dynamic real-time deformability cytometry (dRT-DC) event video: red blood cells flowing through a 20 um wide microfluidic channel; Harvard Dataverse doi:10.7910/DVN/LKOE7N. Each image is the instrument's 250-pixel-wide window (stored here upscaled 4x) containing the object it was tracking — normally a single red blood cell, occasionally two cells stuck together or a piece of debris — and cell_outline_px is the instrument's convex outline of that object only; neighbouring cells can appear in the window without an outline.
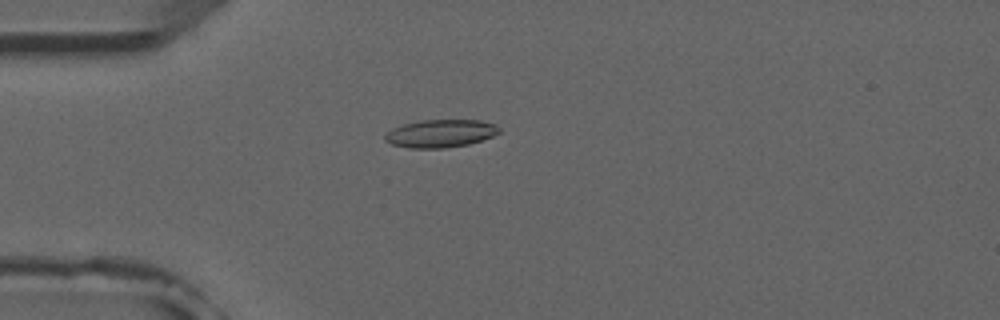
{"species": "common noctule bat (a hibernating species)", "species_latin": "Nyctalus noctula", "temperature_condition": "room temperature", "stored_images_in_passage": 5, "camera_frame_rate_fps": 3000, "um_per_image_px": 0.085, "animal": {"sex": "male", "forearm_length_mm": 52.5}, "frame": {"image": 1, "passage_image": 5, "time_ms": 4.333, "image_size_px": [1000, 320], "cell_outline_px": [[500, 132], [492, 136], [468, 144], [444, 148], [408, 148], [392, 144], [384, 140], [384, 136], [392, 128], [404, 124], [420, 120], [480, 120], [496, 124], [500, 128]], "centroid_in_image_um": [37.44, 11.34], "position_along_channel_um": 47.6, "area_um2": 18.5}}